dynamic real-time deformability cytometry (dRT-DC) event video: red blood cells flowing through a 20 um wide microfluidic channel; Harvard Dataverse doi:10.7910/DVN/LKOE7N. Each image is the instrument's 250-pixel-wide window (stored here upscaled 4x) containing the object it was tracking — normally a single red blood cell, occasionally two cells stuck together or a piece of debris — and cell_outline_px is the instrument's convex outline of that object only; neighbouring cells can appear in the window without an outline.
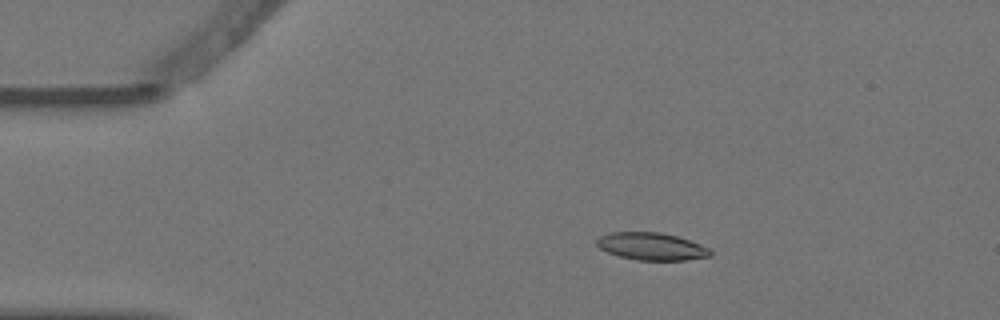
{"species": "Egyptian fruit bat (a non-hibernating species)", "species_latin": "Rousettus aegyptiacus", "temperature_condition": "warm", "stored_images_in_passage": 5, "camera_frame_rate_fps": 3000, "um_per_image_px": 0.085, "animal": {"sex": "female"}, "frame": {"image": 1, "passage_image": 2, "time_ms": 0.333, "image_size_px": [1000, 320], "cell_outline_px": [[712, 256], [688, 260], [636, 260], [620, 256], [608, 252], [600, 248], [596, 244], [596, 240], [600, 236], [612, 232], [660, 232], [676, 236], [700, 244], [708, 248], [712, 252]], "centroid_in_image_um": [55.39, 20.95], "position_along_channel_um": 29.6, "area_um2": 18.09}}
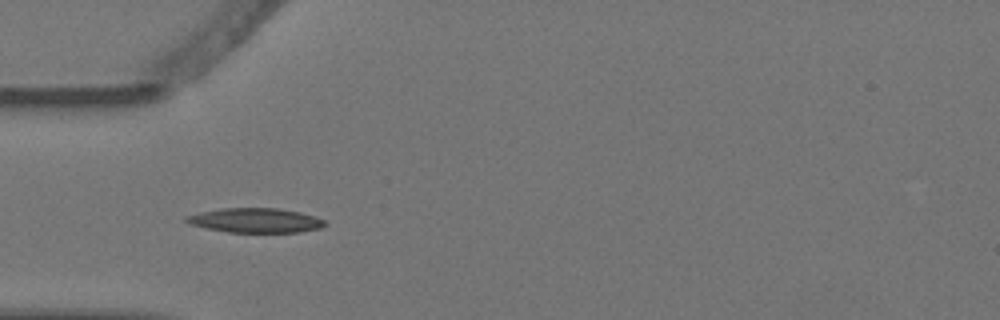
{"frame": {"image": 2, "passage_image": 4, "time_ms": 1.0, "image_size_px": [1000, 320], "cell_outline_px": [[328, 224], [320, 228], [300, 232], [228, 232], [188, 224], [184, 220], [184, 216], [200, 212], [220, 208], [276, 208], [300, 212], [316, 216], [324, 220]], "centroid_in_image_um": [21.71, 18.73], "position_along_channel_um": 63.3, "area_um2": 19.88}}